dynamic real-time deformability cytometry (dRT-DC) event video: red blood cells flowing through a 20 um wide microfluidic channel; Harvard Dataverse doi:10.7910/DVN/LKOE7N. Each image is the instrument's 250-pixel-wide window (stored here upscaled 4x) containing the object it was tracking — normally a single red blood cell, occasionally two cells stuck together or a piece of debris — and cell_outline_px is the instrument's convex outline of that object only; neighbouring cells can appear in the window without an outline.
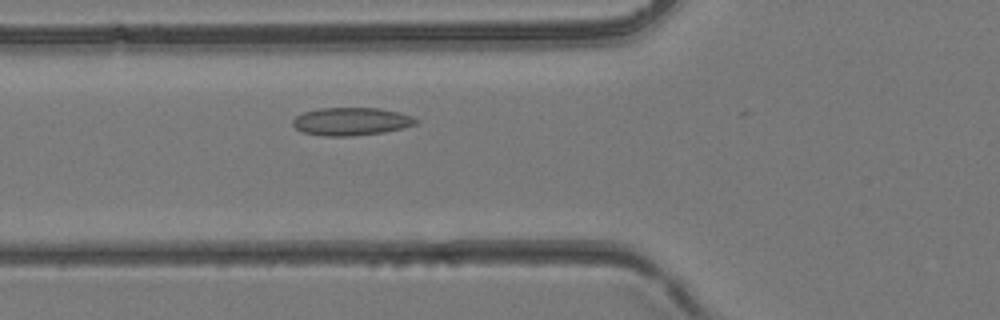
{"species": "common noctule bat (a hibernating species)", "species_latin": "Nyctalus noctula", "temperature_condition": "room temperature", "stored_images_in_passage": 29, "camera_frame_rate_fps": 3000, "um_per_image_px": 0.085, "animal": {"sex": "female", "body_mass_g": 24.6, "forearm_length_mm": 56.2}, "frame": {"image": 1, "passage_image": 9, "time_ms": 2.667, "image_size_px": [1000, 320], "cell_outline_px": [[420, 120], [416, 124], [404, 128], [384, 132], [352, 136], [324, 136], [304, 132], [296, 128], [292, 124], [292, 120], [296, 116], [304, 112], [320, 108], [380, 108], [400, 112], [412, 116]], "centroid_in_image_um": [29.89, 10.32], "position_along_channel_um": 95.9, "area_um2": 20.11}}
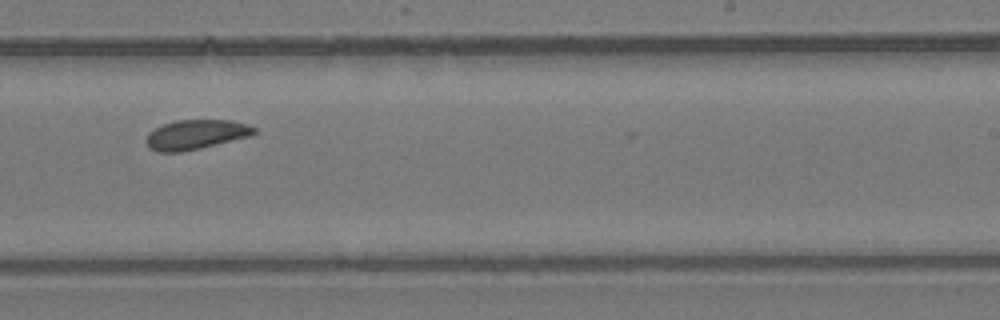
{"frame": {"image": 2, "passage_image": 20, "time_ms": 6.333, "image_size_px": [1000, 320], "cell_outline_px": [[256, 132], [252, 136], [200, 148], [180, 152], [156, 152], [148, 148], [148, 132], [164, 124], [176, 120], [232, 120], [248, 124], [256, 128]], "centroid_in_image_um": [16.69, 11.43], "position_along_channel_um": 272.3, "area_um2": 18.61}}
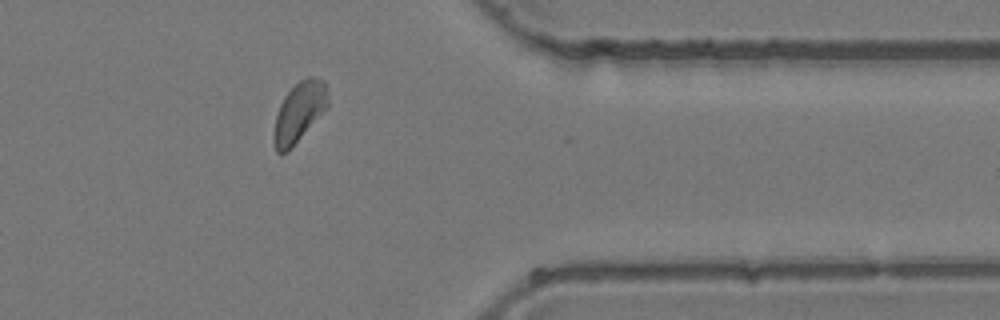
{"frame": {"image": 3, "passage_image": 28, "time_ms": 9.0, "image_size_px": [1000, 320], "cell_outline_px": [[328, 104], [288, 152], [280, 156], [276, 152], [276, 116], [280, 104], [284, 96], [300, 80], [308, 76], [312, 76], [324, 80], [328, 100]], "centroid_in_image_um": [25.43, 9.49], "position_along_channel_um": 386.0, "area_um2": 18.03}}